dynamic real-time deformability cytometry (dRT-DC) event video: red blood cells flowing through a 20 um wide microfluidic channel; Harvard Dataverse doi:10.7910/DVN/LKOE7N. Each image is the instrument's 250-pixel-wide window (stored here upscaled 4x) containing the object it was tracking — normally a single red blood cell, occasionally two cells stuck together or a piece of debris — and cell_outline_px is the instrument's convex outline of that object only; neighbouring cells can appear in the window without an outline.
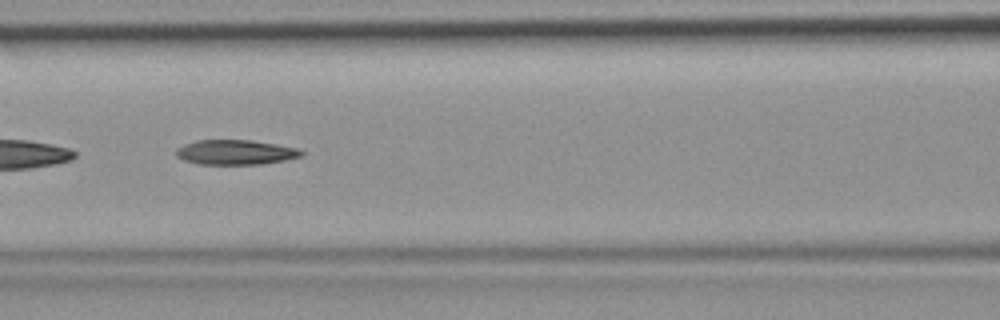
{"species": "common noctule bat (a hibernating species)", "species_latin": "Nyctalus noctula", "temperature_condition": "room temperature", "stored_images_in_passage": 46, "camera_frame_rate_fps": 3000, "um_per_image_px": 0.085, "animal": {"sex": "female", "body_mass_g": 19.9}, "frame": {"image": 1, "passage_image": 20, "time_ms": 6.333, "image_size_px": [1000, 320], "cell_outline_px": [[304, 156], [284, 160], [260, 164], [200, 164], [184, 160], [176, 156], [176, 148], [184, 144], [196, 140], [252, 140], [276, 144], [296, 148], [304, 152]], "centroid_in_image_um": [20.01, 12.94], "position_along_channel_um": 146.6, "area_um2": 18.09}}